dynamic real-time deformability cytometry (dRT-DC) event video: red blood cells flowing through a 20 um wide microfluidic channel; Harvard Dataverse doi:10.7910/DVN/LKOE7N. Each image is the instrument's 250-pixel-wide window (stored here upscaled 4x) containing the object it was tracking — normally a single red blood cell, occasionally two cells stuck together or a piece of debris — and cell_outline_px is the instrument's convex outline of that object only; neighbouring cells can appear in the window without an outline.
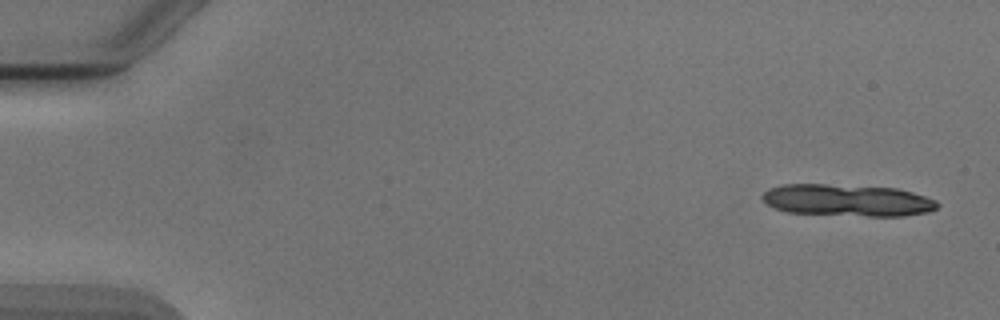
{"species": "Egyptian fruit bat (a non-hibernating species)", "species_latin": "Rousettus aegyptiacus", "temperature_condition": "cold", "stored_images_in_passage": 6, "camera_frame_rate_fps": 3000, "um_per_image_px": 0.085, "animal": {"sex": "male"}, "frame": {"image": 1, "passage_image": 1, "time_ms": 0.0, "image_size_px": [1000, 320], "cell_outline_px": [[940, 204], [936, 208], [928, 212], [904, 216], [868, 216], [788, 212], [776, 208], [768, 204], [760, 196], [764, 192], [772, 188], [784, 184], [824, 184], [896, 188], [912, 192], [936, 200]], "centroid_in_image_um": [72.06, 17.02], "position_along_channel_um": 12.9, "area_um2": 32.31}}